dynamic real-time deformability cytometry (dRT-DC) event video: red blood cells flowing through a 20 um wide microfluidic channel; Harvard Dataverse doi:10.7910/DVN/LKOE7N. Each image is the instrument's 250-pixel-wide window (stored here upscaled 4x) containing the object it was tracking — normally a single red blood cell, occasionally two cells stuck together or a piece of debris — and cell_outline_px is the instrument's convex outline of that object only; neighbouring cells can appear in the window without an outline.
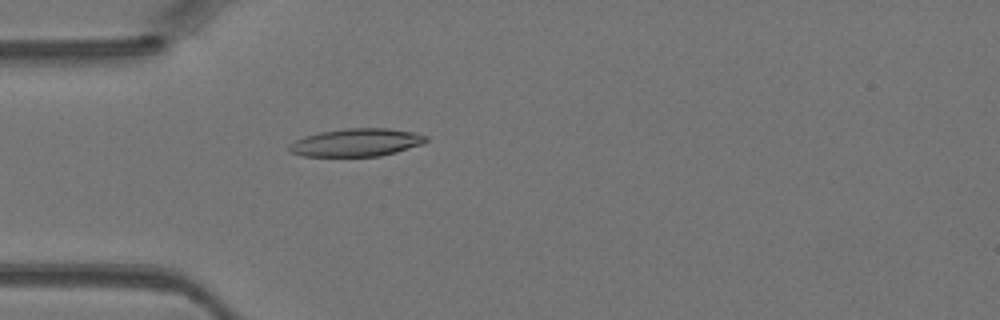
{"species": "Egyptian fruit bat (a non-hibernating species)", "species_latin": "Rousettus aegyptiacus", "temperature_condition": "warm", "stored_images_in_passage": 35, "camera_frame_rate_fps": 3000, "um_per_image_px": 0.085, "animal": {"sex": "female"}, "frame": {"image": 1, "passage_image": 3, "time_ms": 0.667, "image_size_px": [1000, 320], "cell_outline_px": [[428, 140], [420, 144], [396, 152], [380, 156], [304, 156], [292, 152], [288, 148], [288, 144], [304, 136], [320, 132], [348, 128], [388, 128], [412, 132], [428, 136]], "centroid_in_image_um": [30.28, 12.11], "position_along_channel_um": 54.7, "area_um2": 22.02}}
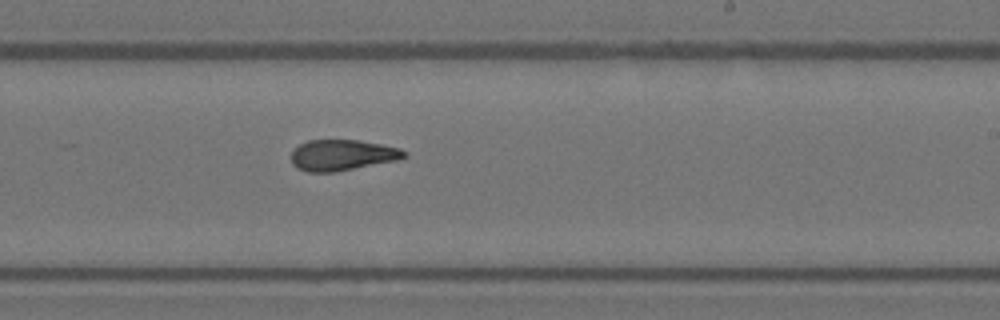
{"frame": {"image": 2, "passage_image": 17, "time_ms": 5.333, "image_size_px": [1000, 320], "cell_outline_px": [[408, 156], [400, 160], [336, 172], [308, 172], [296, 168], [292, 164], [292, 152], [300, 144], [308, 140], [360, 140], [400, 148], [408, 152]], "centroid_in_image_um": [29.14, 13.19], "position_along_channel_um": 259.9, "area_um2": 20.58}}
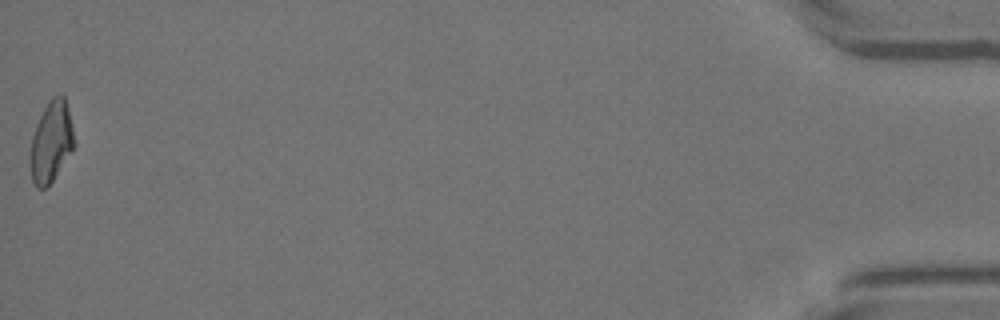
{"frame": {"image": 3, "passage_image": 35, "time_ms": 11.333, "image_size_px": [1000, 320], "cell_outline_px": [[76, 144], [52, 180], [44, 188], [36, 188], [32, 180], [28, 160], [32, 136], [36, 124], [44, 108], [52, 96], [60, 92], [64, 96], [68, 108]], "centroid_in_image_um": [4.33, 12.03], "position_along_channel_um": 430.9, "area_um2": 20.81}}